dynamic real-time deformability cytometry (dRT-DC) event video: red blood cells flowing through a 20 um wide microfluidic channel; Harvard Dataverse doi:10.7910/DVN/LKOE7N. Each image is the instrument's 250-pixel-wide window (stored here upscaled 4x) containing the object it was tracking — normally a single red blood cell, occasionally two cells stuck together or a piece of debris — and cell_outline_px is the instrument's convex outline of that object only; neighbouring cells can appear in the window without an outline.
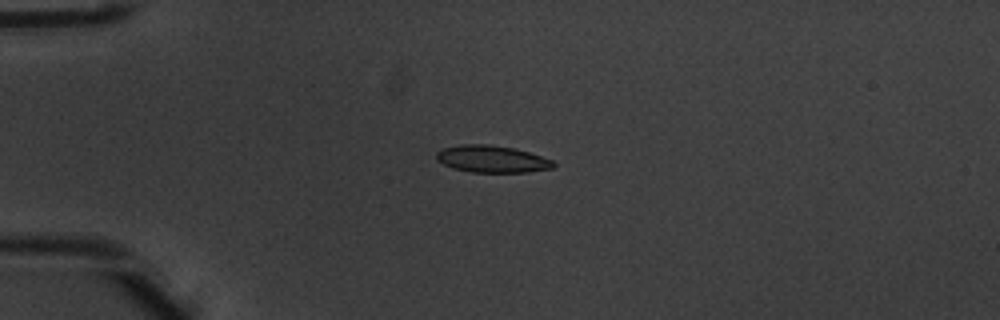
{"species": "common noctule bat (a hibernating species)", "species_latin": "Nyctalus noctula", "temperature_condition": "warm", "stored_images_in_passage": 5, "camera_frame_rate_fps": 3000, "um_per_image_px": 0.085, "animal": {"sex": "male", "body_mass_g": 20.1, "forearm_length_mm": 53.5}, "frame": {"image": 1, "passage_image": 4, "time_ms": 1.0, "image_size_px": [1000, 320], "cell_outline_px": [[556, 164], [552, 168], [528, 172], [472, 172], [452, 168], [436, 160], [436, 152], [444, 148], [460, 144], [488, 144], [516, 148], [552, 160]], "centroid_in_image_um": [41.8, 13.51], "position_along_channel_um": 43.2, "area_um2": 18.44}}